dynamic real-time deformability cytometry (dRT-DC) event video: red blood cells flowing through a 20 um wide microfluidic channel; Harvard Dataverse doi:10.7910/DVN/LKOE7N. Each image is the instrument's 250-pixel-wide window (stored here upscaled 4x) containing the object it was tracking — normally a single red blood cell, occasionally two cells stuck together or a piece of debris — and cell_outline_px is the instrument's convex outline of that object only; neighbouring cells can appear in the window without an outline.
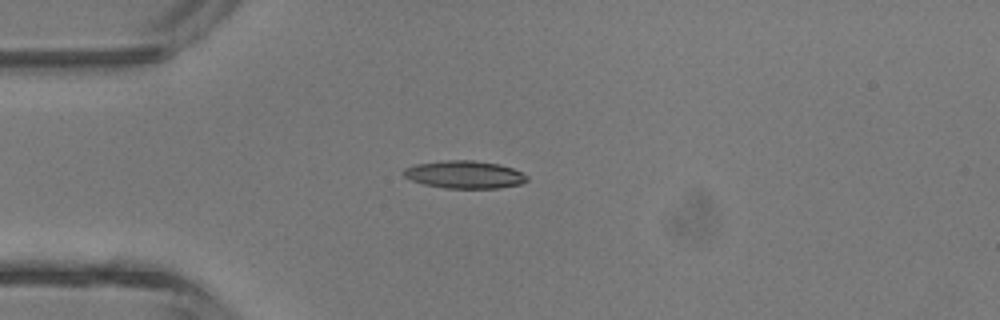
{"species": "common noctule bat (a hibernating species)", "species_latin": "Nyctalus noctula", "temperature_condition": "room temperature", "stored_images_in_passage": 3, "camera_frame_rate_fps": 3000, "um_per_image_px": 0.085, "animal": {"sex": "male", "body_mass_g": 13.3}, "frame": {"image": 1, "passage_image": 3, "time_ms": 2.333, "image_size_px": [1000, 320], "cell_outline_px": [[528, 180], [520, 184], [496, 188], [448, 188], [424, 184], [412, 180], [404, 176], [400, 172], [404, 168], [416, 164], [444, 160], [472, 160], [500, 164], [512, 168], [528, 176]], "centroid_in_image_um": [39.46, 14.83], "position_along_channel_um": 45.5, "area_um2": 19.83}}